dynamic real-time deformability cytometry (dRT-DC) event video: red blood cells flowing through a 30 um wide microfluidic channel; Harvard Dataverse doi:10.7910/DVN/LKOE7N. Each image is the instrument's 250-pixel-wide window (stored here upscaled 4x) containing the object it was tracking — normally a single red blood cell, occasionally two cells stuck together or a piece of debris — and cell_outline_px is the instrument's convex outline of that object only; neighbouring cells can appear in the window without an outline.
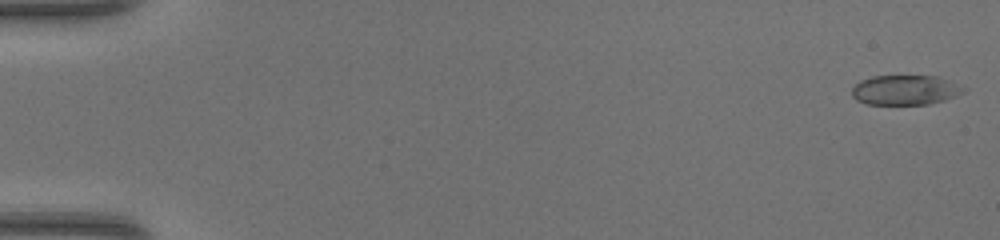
{"species": "common noctule bat (a hibernating species)", "species_latin": "Nyctalus noctula", "temperature_condition": "warm", "stored_images_in_passage": 49, "camera_frame_rate_fps": 3000, "um_per_image_px": 0.085, "animal": {"sex": "female", "body_mass_g": 17.0, "forearm_length_mm": 48.0}, "frame": {"image": 1, "passage_image": 1, "time_ms": 0.0, "image_size_px": [1000, 240], "cell_outline_px": [[968, 88], [964, 92], [956, 96], [944, 100], [928, 104], [864, 104], [856, 100], [852, 96], [852, 88], [860, 80], [872, 76], [940, 76]], "centroid_in_image_um": [76.96, 7.65], "position_along_channel_um": 8.0, "area_um2": 19.59}}
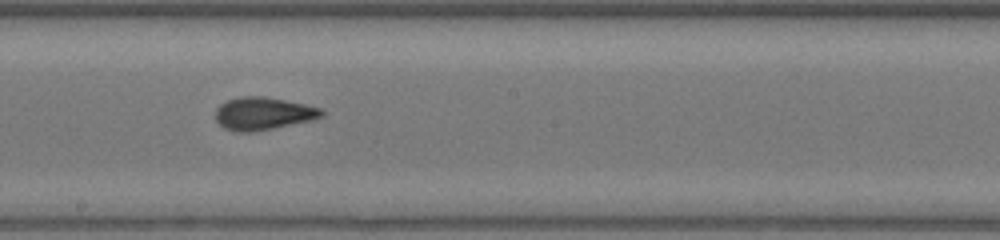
{"frame": {"image": 2, "passage_image": 28, "time_ms": 9.0, "image_size_px": [1000, 240], "cell_outline_px": [[324, 116], [312, 120], [252, 132], [236, 132], [224, 128], [216, 120], [216, 108], [220, 104], [228, 100], [240, 96], [264, 96], [304, 104], [320, 108], [324, 112]], "centroid_in_image_um": [22.35, 9.65], "position_along_channel_um": 225.8, "area_um2": 20.11}}
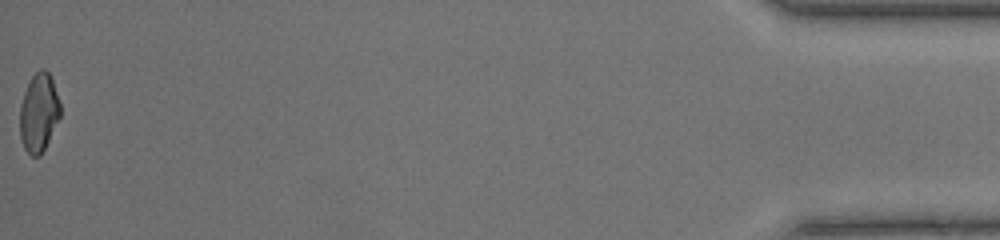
{"frame": {"image": 3, "passage_image": 49, "time_ms": 16.0, "image_size_px": [1000, 240], "cell_outline_px": [[60, 116], [40, 156], [32, 156], [24, 148], [20, 136], [20, 104], [24, 92], [32, 76], [40, 68], [44, 68], [48, 72], [52, 80], [60, 104]], "centroid_in_image_um": [3.28, 9.56], "position_along_channel_um": 431.9, "area_um2": 18.21}, "authors_computed_cell_mechanics": {"area_um2": 19.5942, "velocity_mm_per_s": 4.3476, "shape_relaxation_time_tau1_ms": 11.184, "shape_relaxation_time_tau2_ms": 0.9325, "deformation_change_tau1": 0.3274, "deformation_change_tau2": 0.0614}}